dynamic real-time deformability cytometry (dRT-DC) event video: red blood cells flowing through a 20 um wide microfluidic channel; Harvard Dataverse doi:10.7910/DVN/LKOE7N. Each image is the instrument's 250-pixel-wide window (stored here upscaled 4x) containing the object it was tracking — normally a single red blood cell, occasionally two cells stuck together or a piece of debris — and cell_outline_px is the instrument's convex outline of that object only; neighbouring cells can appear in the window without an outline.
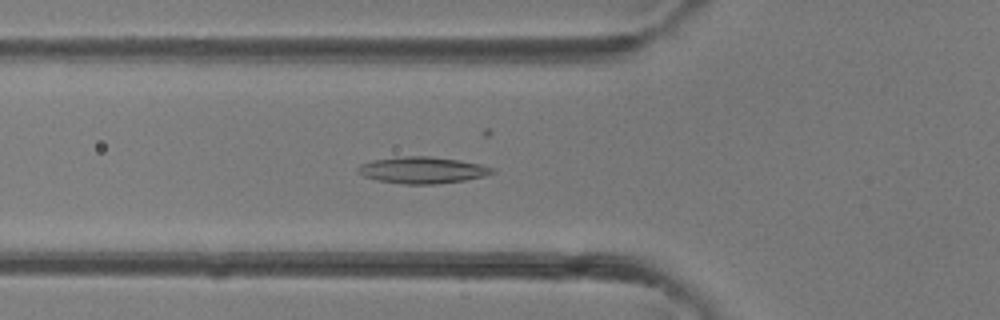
{"species": "common noctule bat (a hibernating species)", "species_latin": "Nyctalus noctula", "temperature_condition": "room temperature", "stored_images_in_passage": 40, "camera_frame_rate_fps": 3000, "um_per_image_px": 0.085, "animal": {"sex": "female"}, "frame": {"image": 1, "passage_image": 14, "time_ms": 4.333, "image_size_px": [1000, 320], "cell_outline_px": [[496, 172], [484, 176], [464, 180], [436, 184], [404, 184], [376, 180], [364, 176], [356, 172], [356, 168], [360, 164], [372, 160], [404, 156], [428, 156], [460, 160], [480, 164], [496, 168]], "centroid_in_image_um": [35.9, 14.46], "position_along_channel_um": 89.9, "area_um2": 20.92}}
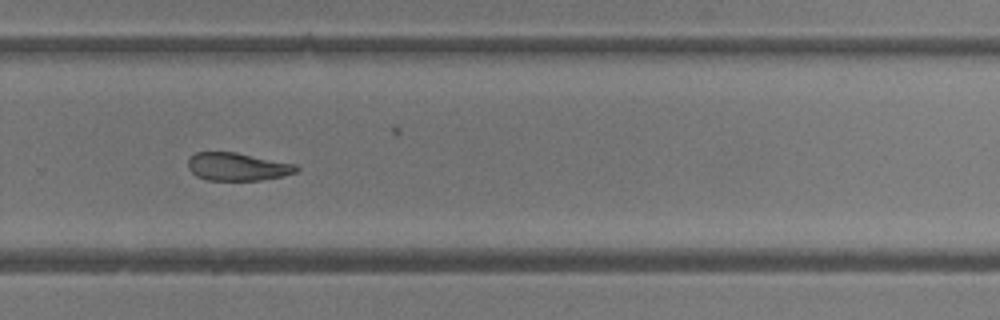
{"frame": {"image": 2, "passage_image": 27, "time_ms": 8.667, "image_size_px": [1000, 320], "cell_outline_px": [[300, 168], [296, 172], [284, 176], [260, 180], [208, 180], [196, 176], [188, 168], [188, 156], [196, 152], [236, 152], [296, 164]], "centroid_in_image_um": [20.17, 14.16], "position_along_channel_um": 309.6, "area_um2": 17.74}}
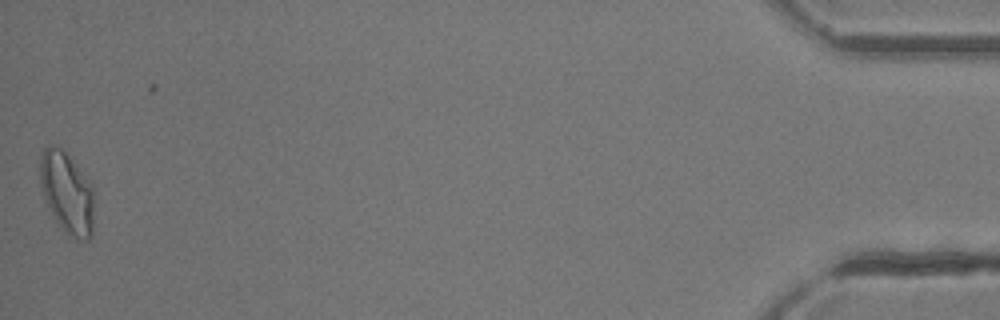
{"frame": {"image": 3, "passage_image": 40, "time_ms": 13.0, "image_size_px": [1000, 320], "cell_outline_px": [[92, 236], [88, 240], [76, 240], [56, 220], [40, 188], [40, 156], [44, 148], [48, 144], [52, 144], [60, 148], [68, 156], [92, 184]], "centroid_in_image_um": [5.67, 16.35], "position_along_channel_um": 429.5, "area_um2": 25.03}}